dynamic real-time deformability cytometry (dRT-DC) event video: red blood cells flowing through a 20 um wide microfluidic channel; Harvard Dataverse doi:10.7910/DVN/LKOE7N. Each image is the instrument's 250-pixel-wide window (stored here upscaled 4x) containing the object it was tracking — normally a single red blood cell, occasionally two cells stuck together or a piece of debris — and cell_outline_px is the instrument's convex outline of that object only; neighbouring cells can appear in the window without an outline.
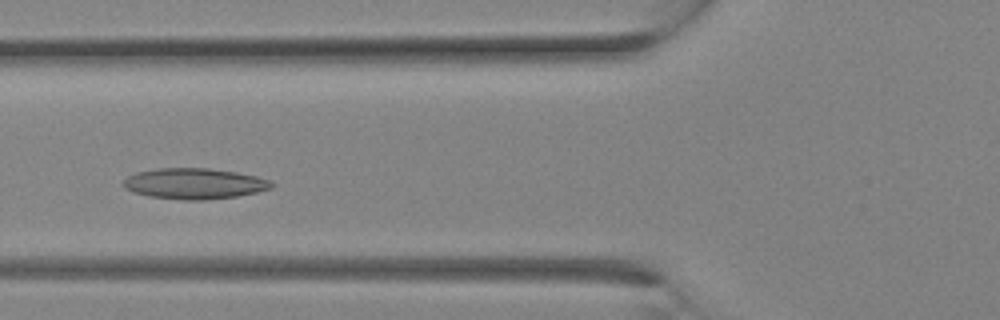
{"species": "Egyptian fruit bat (a non-hibernating species)", "species_latin": "Rousettus aegyptiacus", "temperature_condition": "room temperature", "stored_images_in_passage": 8, "camera_frame_rate_fps": 3000, "um_per_image_px": 0.085, "animal": {"sex": "female"}, "frame": {"image": 1, "passage_image": 5, "time_ms": 1.333, "image_size_px": [1000, 320], "cell_outline_px": [[276, 184], [272, 188], [256, 192], [236, 196], [204, 200], [184, 200], [148, 196], [132, 192], [124, 188], [120, 184], [128, 176], [136, 172], [156, 168], [208, 168], [236, 172], [256, 176], [272, 180]], "centroid_in_image_um": [16.51, 15.6], "position_along_channel_um": 109.3, "area_um2": 26.82}}
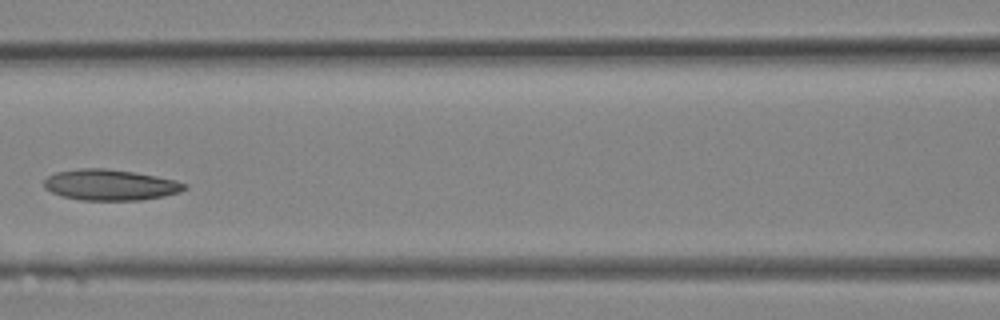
{"frame": {"image": 2, "passage_image": 7, "time_ms": 2.0, "image_size_px": [1000, 320], "cell_outline_px": [[188, 188], [180, 192], [164, 196], [140, 200], [80, 200], [60, 196], [44, 188], [44, 180], [48, 176], [56, 172], [80, 168], [104, 168], [132, 172], [156, 176], [176, 180], [188, 184]], "centroid_in_image_um": [9.38, 15.72], "position_along_channel_um": 157.2, "area_um2": 25.37}}